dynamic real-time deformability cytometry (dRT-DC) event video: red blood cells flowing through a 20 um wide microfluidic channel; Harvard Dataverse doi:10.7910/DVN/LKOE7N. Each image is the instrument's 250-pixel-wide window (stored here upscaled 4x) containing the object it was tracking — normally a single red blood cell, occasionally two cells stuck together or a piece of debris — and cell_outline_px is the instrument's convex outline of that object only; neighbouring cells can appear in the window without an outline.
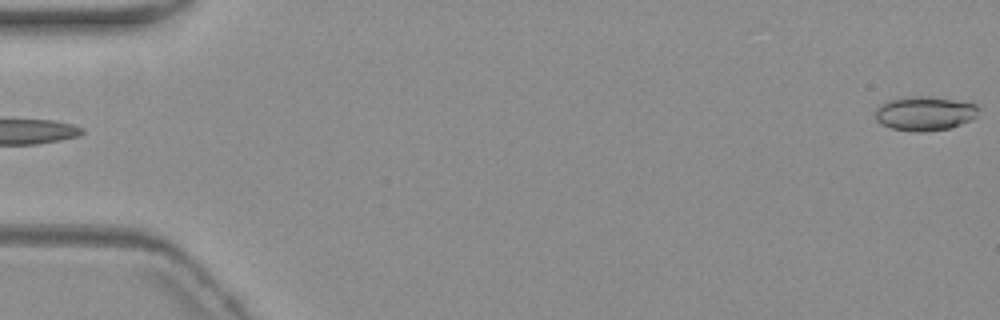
{"species": "common noctule bat (a hibernating species)", "species_latin": "Nyctalus noctula", "temperature_condition": "warm", "stored_images_in_passage": 2, "camera_frame_rate_fps": 3000, "um_per_image_px": 0.085, "animal": {"sex": "female", "body_mass_g": 19.3, "forearm_length_mm": 54.1}, "frame": {"image": 1, "passage_image": 2, "time_ms": 1.333, "image_size_px": [1000, 320], "cell_outline_px": [[980, 108], [976, 116], [960, 124], [948, 128], [916, 132], [892, 128], [880, 124], [876, 120], [876, 108], [880, 104], [888, 100], [900, 96], [928, 96], [976, 104]], "centroid_in_image_um": [78.55, 9.62], "position_along_channel_um": 6.5, "area_um2": 20.46}}